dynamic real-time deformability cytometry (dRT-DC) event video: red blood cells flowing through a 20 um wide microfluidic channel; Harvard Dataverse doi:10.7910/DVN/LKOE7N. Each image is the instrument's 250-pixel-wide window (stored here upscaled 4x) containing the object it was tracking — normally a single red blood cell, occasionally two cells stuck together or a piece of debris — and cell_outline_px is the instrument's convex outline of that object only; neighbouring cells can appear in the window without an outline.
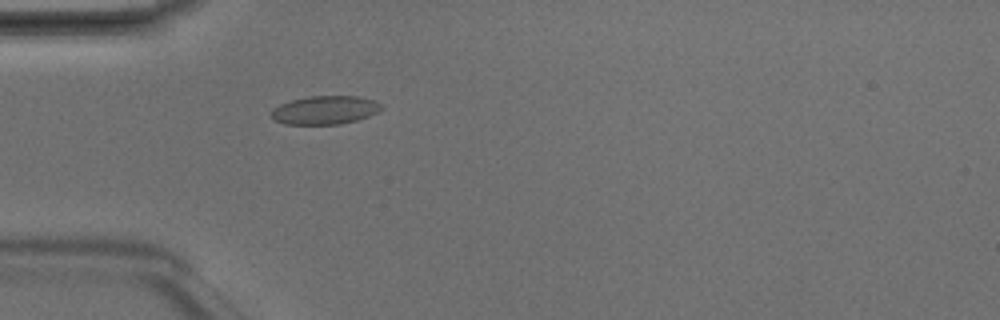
{"species": "Egyptian fruit bat (a non-hibernating species)", "species_latin": "Rousettus aegyptiacus", "temperature_condition": "room temperature", "stored_images_in_passage": 4, "camera_frame_rate_fps": 3000, "um_per_image_px": 0.085, "animal": {"sex": "male"}, "frame": {"image": 1, "passage_image": 4, "time_ms": 1.0, "image_size_px": [1000, 320], "cell_outline_px": [[384, 108], [368, 116], [356, 120], [340, 124], [284, 124], [272, 120], [272, 108], [280, 104], [292, 100], [312, 96], [360, 96], [376, 100]], "centroid_in_image_um": [27.62, 9.35], "position_along_channel_um": 57.4, "area_um2": 18.26}}